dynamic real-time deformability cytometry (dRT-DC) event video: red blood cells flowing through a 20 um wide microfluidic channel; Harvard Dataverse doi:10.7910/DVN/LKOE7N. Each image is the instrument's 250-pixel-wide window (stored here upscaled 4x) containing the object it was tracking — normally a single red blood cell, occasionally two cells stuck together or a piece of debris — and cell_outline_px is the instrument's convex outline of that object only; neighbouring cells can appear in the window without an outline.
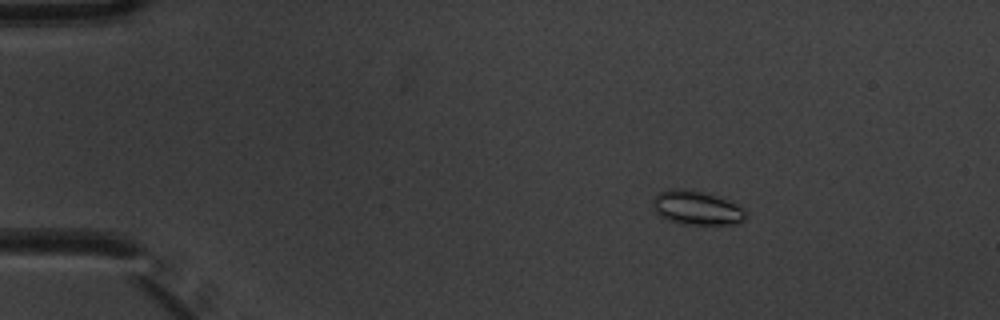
{"species": "common noctule bat (a hibernating species)", "species_latin": "Nyctalus noctula", "temperature_condition": "warm", "stored_images_in_passage": 4, "camera_frame_rate_fps": 3000, "um_per_image_px": 0.085, "animal": {"sex": "male", "body_mass_g": 20.1, "forearm_length_mm": 53.5}, "frame": {"image": 1, "passage_image": 1, "time_ms": 0.0, "image_size_px": [1000, 320], "cell_outline_px": [[748, 216], [744, 220], [736, 224], [680, 224], [668, 220], [660, 216], [652, 208], [652, 200], [660, 192], [672, 188], [680, 188], [704, 192], [716, 196], [744, 208], [748, 212]], "centroid_in_image_um": [59.22, 17.68], "position_along_channel_um": 25.8, "area_um2": 18.5}}
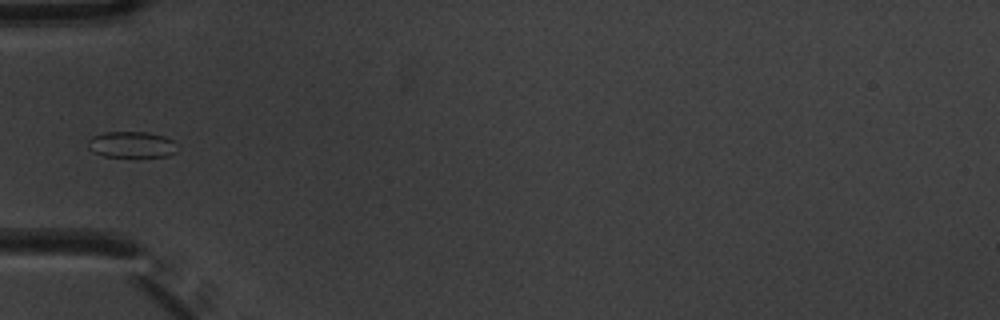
{"frame": {"image": 2, "passage_image": 4, "time_ms": 1.0, "image_size_px": [1000, 320], "cell_outline_px": [[176, 152], [168, 156], [104, 156], [92, 152], [88, 148], [88, 140], [92, 136], [104, 132], [148, 132], [164, 136], [172, 140]], "centroid_in_image_um": [11.13, 12.28], "position_along_channel_um": 73.9, "area_um2": 13.47}}